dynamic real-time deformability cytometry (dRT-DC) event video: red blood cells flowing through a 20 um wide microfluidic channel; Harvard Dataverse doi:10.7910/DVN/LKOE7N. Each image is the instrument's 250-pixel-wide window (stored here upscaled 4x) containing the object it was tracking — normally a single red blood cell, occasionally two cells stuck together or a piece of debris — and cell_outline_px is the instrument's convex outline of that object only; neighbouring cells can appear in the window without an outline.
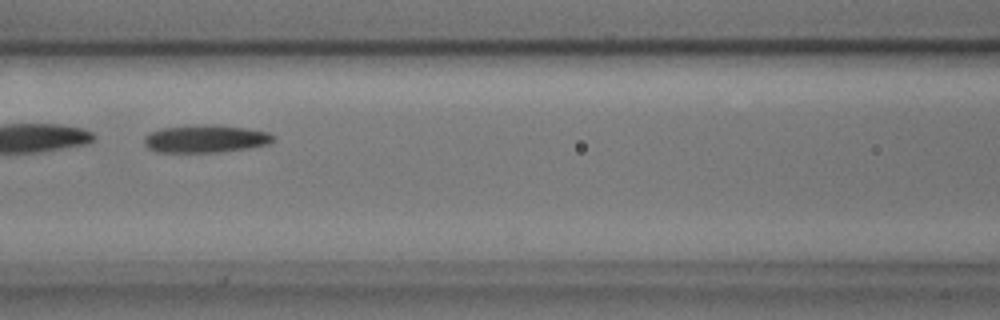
{"species": "common noctule bat (a hibernating species)", "species_latin": "Nyctalus noctula", "temperature_condition": "cold", "stored_images_in_passage": 5, "camera_frame_rate_fps": 3000, "um_per_image_px": 0.085, "animal": {"sex": "male", "body_mass_g": 17.9, "forearm_length_mm": 54.2}, "frame": {"image": 1, "passage_image": 4, "time_ms": 1.0, "image_size_px": [1000, 320], "cell_outline_px": [[276, 140], [268, 144], [248, 148], [220, 152], [156, 152], [148, 148], [144, 144], [144, 136], [160, 128], [204, 124], [248, 128], [268, 132], [276, 136]], "centroid_in_image_um": [17.49, 11.8], "position_along_channel_um": 149.1, "area_um2": 20.92}}